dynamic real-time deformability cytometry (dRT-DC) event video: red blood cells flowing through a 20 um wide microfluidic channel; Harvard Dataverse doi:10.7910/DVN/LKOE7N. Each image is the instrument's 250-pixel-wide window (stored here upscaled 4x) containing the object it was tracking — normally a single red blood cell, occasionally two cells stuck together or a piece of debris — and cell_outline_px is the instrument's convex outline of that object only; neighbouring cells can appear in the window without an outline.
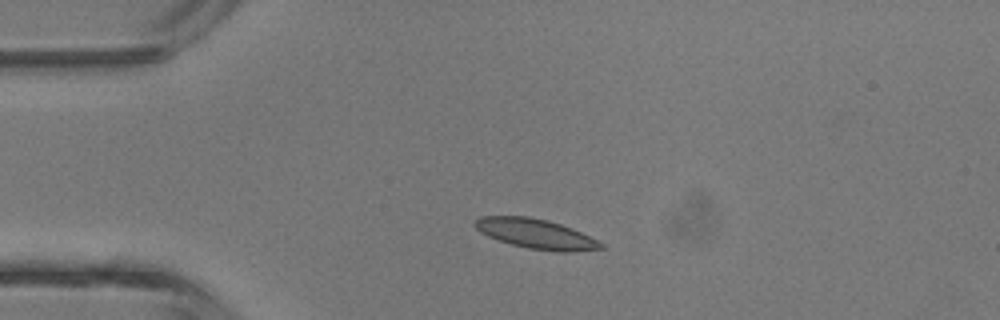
{"species": "common noctule bat (a hibernating species)", "species_latin": "Nyctalus noctula", "temperature_condition": "room temperature", "stored_images_in_passage": 4, "camera_frame_rate_fps": 3000, "um_per_image_px": 0.085, "animal": {"sex": "male", "body_mass_g": 13.3}, "frame": {"image": 1, "passage_image": 2, "time_ms": 1.0, "image_size_px": [1000, 320], "cell_outline_px": [[604, 248], [572, 252], [556, 252], [528, 248], [512, 244], [488, 236], [480, 232], [472, 224], [480, 216], [528, 216], [548, 220], [572, 228], [604, 244]], "centroid_in_image_um": [45.54, 19.87], "position_along_channel_um": 39.5, "area_um2": 21.73}}
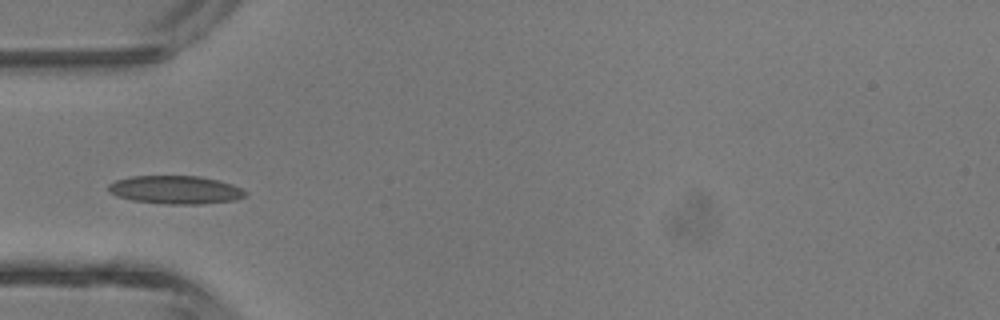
{"frame": {"image": 2, "passage_image": 3, "time_ms": 2.333, "image_size_px": [1000, 320], "cell_outline_px": [[248, 196], [236, 200], [204, 204], [168, 204], [132, 200], [116, 196], [108, 192], [108, 184], [116, 180], [132, 176], [200, 176], [220, 180], [232, 184], [248, 192]], "centroid_in_image_um": [14.95, 16.14], "position_along_channel_um": 70.0, "area_um2": 22.77}}
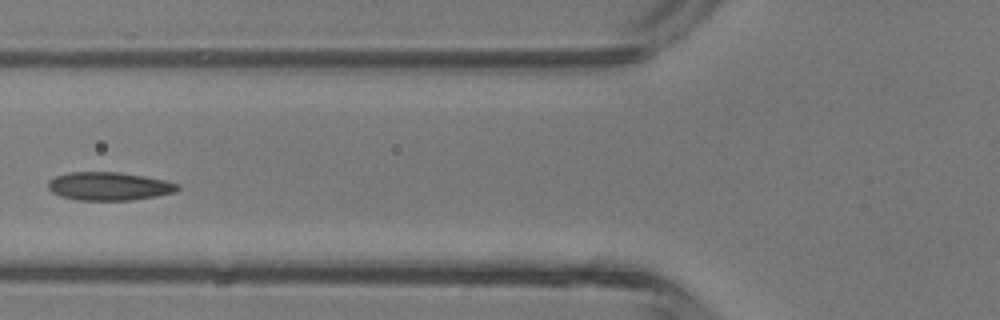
{"frame": {"image": 3, "passage_image": 4, "time_ms": 3.333, "image_size_px": [1000, 320], "cell_outline_px": [[180, 188], [176, 192], [156, 196], [132, 200], [76, 200], [60, 196], [52, 192], [48, 188], [48, 180], [56, 176], [72, 172], [116, 172], [144, 176], [164, 180], [180, 184]], "centroid_in_image_um": [9.27, 15.83], "position_along_channel_um": 116.5, "area_um2": 21.33}}